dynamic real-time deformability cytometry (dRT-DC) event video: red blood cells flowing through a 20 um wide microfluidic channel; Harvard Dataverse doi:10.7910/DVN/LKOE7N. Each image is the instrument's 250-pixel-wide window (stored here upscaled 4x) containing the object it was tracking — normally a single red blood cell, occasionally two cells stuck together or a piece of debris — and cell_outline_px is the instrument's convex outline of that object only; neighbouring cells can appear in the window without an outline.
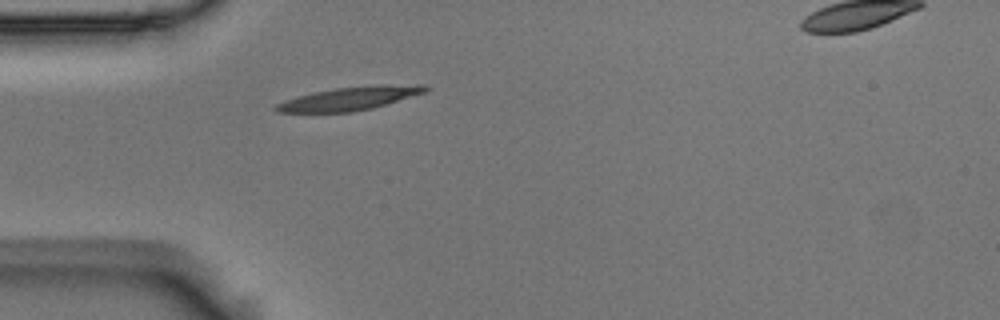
{"species": "Egyptian fruit bat (a non-hibernating species)", "species_latin": "Rousettus aegyptiacus", "temperature_condition": "room temperature", "stored_images_in_passage": 5, "segment_of_instrument_passage": [1, 2], "camera_frame_rate_fps": 3000, "um_per_image_px": 0.085, "animal": {"sex": "male"}, "frame": {"image": 1, "passage_image": 4, "time_ms": 1.0, "image_size_px": [1000, 320], "cell_outline_px": [[432, 88], [428, 92], [372, 108], [352, 112], [276, 112], [272, 108], [276, 104], [284, 100], [296, 96], [312, 92], [336, 88], [380, 84], [424, 84]], "centroid_in_image_um": [29.78, 8.35], "position_along_channel_um": 55.2, "area_um2": 20.69}}